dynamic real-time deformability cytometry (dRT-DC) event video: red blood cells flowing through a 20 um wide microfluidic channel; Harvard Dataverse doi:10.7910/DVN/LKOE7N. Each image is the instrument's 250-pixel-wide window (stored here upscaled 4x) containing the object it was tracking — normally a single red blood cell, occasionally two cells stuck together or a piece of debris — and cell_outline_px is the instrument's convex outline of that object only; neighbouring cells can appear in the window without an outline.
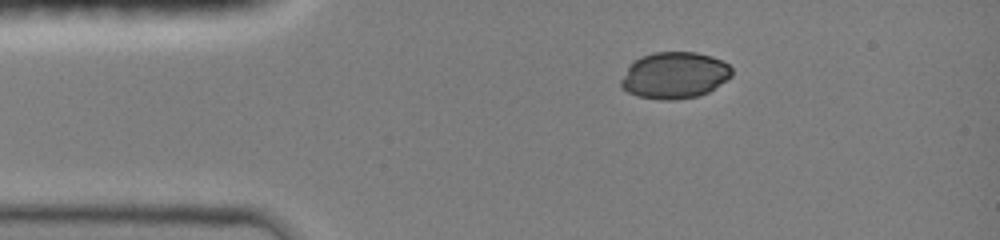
{"species": "common noctule bat (a hibernating species)", "species_latin": "Nyctalus noctula", "temperature_condition": "room temperature", "stored_images_in_passage": 36, "camera_frame_rate_fps": 3000, "um_per_image_px": 0.085, "animal": {"sex": "female", "body_mass_g": 19.0, "forearm_length_mm": 51.5}, "frame": {"image": 1, "passage_image": 1, "time_ms": 0.0, "image_size_px": [1000, 240], "cell_outline_px": [[732, 76], [708, 92], [700, 96], [676, 100], [660, 100], [636, 96], [620, 88], [620, 80], [628, 68], [636, 60], [644, 56], [656, 52], [696, 52], [712, 56], [728, 64], [732, 68]], "centroid_in_image_um": [57.34, 6.42], "position_along_channel_um": 27.7, "area_um2": 30.06}}